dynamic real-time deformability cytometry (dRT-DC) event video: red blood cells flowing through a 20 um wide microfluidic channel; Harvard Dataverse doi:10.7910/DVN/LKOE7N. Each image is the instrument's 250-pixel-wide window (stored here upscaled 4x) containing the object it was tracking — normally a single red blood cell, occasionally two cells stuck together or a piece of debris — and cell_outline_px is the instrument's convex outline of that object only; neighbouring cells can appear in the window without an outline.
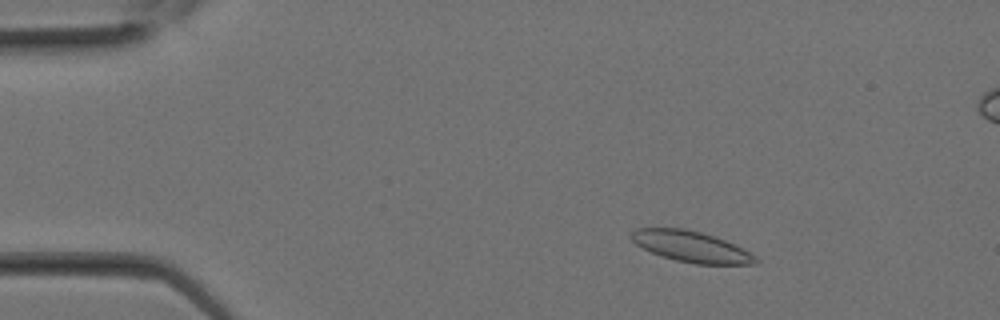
{"species": "Egyptian fruit bat (a non-hibernating species)", "species_latin": "Rousettus aegyptiacus", "temperature_condition": "room temperature", "stored_images_in_passage": 8, "camera_frame_rate_fps": 3000, "um_per_image_px": 0.085, "animal": {"sex": "female"}, "frame": {"image": 1, "passage_image": 2, "time_ms": 0.333, "image_size_px": [1000, 320], "cell_outline_px": [[760, 260], [756, 264], [696, 264], [676, 260], [652, 252], [636, 244], [628, 236], [636, 228], [684, 228], [716, 236], [756, 256]], "centroid_in_image_um": [58.74, 20.95], "position_along_channel_um": 26.3, "area_um2": 22.14}}
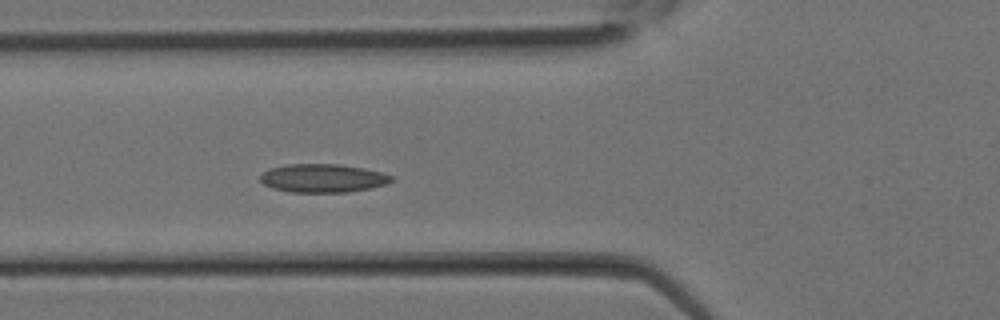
{"frame": {"image": 2, "passage_image": 8, "time_ms": 2.333, "image_size_px": [1000, 320], "cell_outline_px": [[392, 180], [388, 184], [372, 188], [348, 192], [288, 192], [272, 188], [264, 184], [260, 180], [260, 176], [268, 168], [288, 164], [340, 164], [364, 168], [380, 172], [392, 176]], "centroid_in_image_um": [27.43, 15.15], "position_along_channel_um": 98.4, "area_um2": 21.85}}